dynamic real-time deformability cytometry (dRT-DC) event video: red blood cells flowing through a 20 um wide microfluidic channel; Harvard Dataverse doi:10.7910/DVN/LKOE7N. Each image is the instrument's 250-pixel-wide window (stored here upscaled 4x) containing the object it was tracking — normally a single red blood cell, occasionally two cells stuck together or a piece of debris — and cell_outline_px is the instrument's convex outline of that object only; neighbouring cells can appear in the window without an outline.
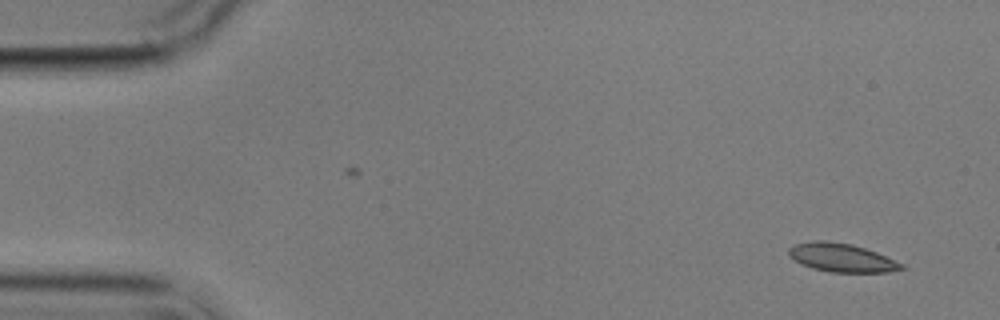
{"species": "common noctule bat (a hibernating species)", "species_latin": "Nyctalus noctula", "temperature_condition": "cold", "stored_images_in_passage": 2, "camera_frame_rate_fps": 3000, "um_per_image_px": 0.085, "animal": {"sex": "male", "body_mass_g": 17.9}, "frame": {"image": 1, "passage_image": 2, "time_ms": 2.333, "image_size_px": [1000, 320], "cell_outline_px": [[908, 268], [888, 272], [832, 272], [812, 268], [800, 264], [788, 256], [788, 248], [792, 244], [812, 240], [824, 240], [852, 244], [876, 252], [904, 264]], "centroid_in_image_um": [71.5, 21.89], "position_along_channel_um": 13.5, "area_um2": 18.96}}